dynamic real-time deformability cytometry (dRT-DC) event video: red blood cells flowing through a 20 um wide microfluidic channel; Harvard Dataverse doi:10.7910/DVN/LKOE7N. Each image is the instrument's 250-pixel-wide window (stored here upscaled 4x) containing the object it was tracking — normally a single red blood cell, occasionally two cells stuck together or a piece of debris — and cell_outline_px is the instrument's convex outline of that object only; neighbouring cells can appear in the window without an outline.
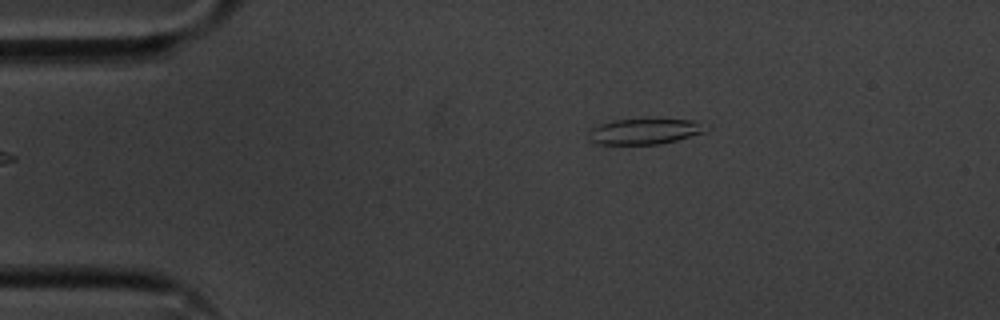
{"species": "common noctule bat (a hibernating species)", "species_latin": "Nyctalus noctula", "temperature_condition": "cold", "stored_images_in_passage": 46, "camera_frame_rate_fps": 3000, "um_per_image_px": 0.085, "animal": {"sex": "male", "body_mass_g": 20.1, "forearm_length_mm": 53.5}, "frame": {"image": 1, "passage_image": 1, "time_ms": 0.0, "image_size_px": [1000, 320], "cell_outline_px": [[712, 128], [708, 132], [660, 144], [596, 144], [588, 140], [592, 128], [600, 124], [612, 120], [656, 116], [692, 120], [712, 124]], "centroid_in_image_um": [54.95, 11.11], "position_along_channel_um": 30.0, "area_um2": 18.84}}
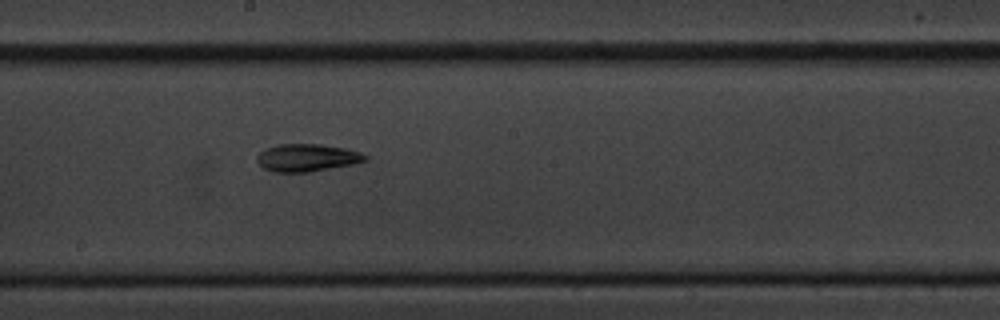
{"frame": {"image": 2, "passage_image": 21, "time_ms": 6.667, "image_size_px": [1000, 320], "cell_outline_px": [[368, 160], [352, 164], [308, 172], [272, 172], [264, 168], [256, 160], [256, 156], [260, 152], [268, 148], [280, 144], [320, 144], [344, 148], [360, 152], [368, 156]], "centroid_in_image_um": [26.09, 13.41], "position_along_channel_um": 222.1, "area_um2": 17.22}}
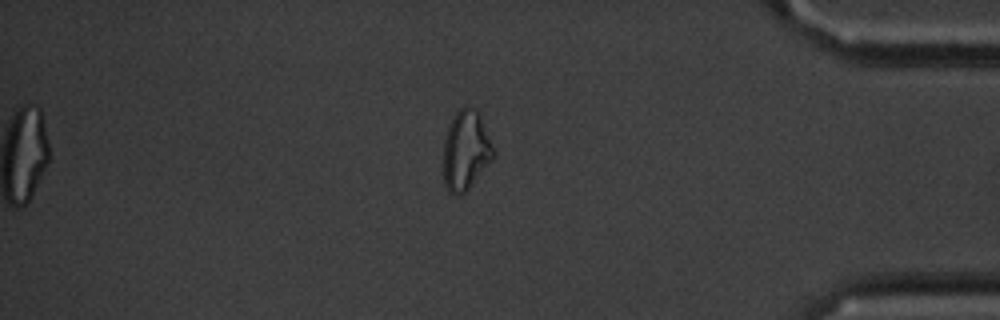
{"frame": {"image": 3, "passage_image": 38, "time_ms": 12.333, "image_size_px": [1000, 320], "cell_outline_px": [[496, 152], [468, 188], [464, 192], [456, 196], [448, 192], [444, 184], [444, 140], [448, 128], [456, 112], [460, 108], [468, 104], [472, 104], [480, 112]], "centroid_in_image_um": [39.6, 12.71], "position_along_channel_um": 395.6, "area_um2": 23.12}, "authors_computed_cell_mechanics": {"area_um2": 17.629, "velocity_mm_per_s": 3.5975, "shape_relaxation_time_tau1_ms": 10.2493, "shape_relaxation_time_tau2_ms": 6.7132, "deformation_change_tau1": 0.2124, "deformation_change_tau2": 0.142}}